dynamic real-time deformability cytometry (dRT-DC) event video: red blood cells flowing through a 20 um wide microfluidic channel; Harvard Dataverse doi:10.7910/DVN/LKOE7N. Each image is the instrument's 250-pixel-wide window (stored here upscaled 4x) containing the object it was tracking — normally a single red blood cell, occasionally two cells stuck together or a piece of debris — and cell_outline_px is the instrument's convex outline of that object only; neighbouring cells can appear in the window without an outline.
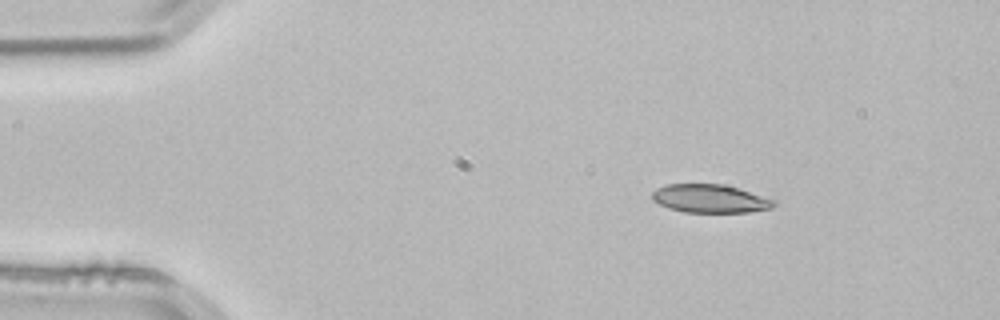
{"species": "common noctule bat (a hibernating species)", "species_latin": "Nyctalus noctula", "temperature_condition": "room temperature", "stored_images_in_passage": 46, "camera_frame_rate_fps": 3000, "um_per_image_px": 0.085, "animal": {"sex": "male", "body_mass_g": 21.5, "forearm_length_mm": 52.0}, "frame": {"image": 1, "passage_image": 1, "time_ms": 0.0, "image_size_px": [1000, 320], "cell_outline_px": [[776, 204], [772, 208], [748, 212], [684, 212], [668, 208], [652, 200], [652, 192], [656, 188], [668, 184], [724, 184], [776, 200]], "centroid_in_image_um": [60.34, 16.88], "position_along_channel_um": 24.7, "area_um2": 20.06}}
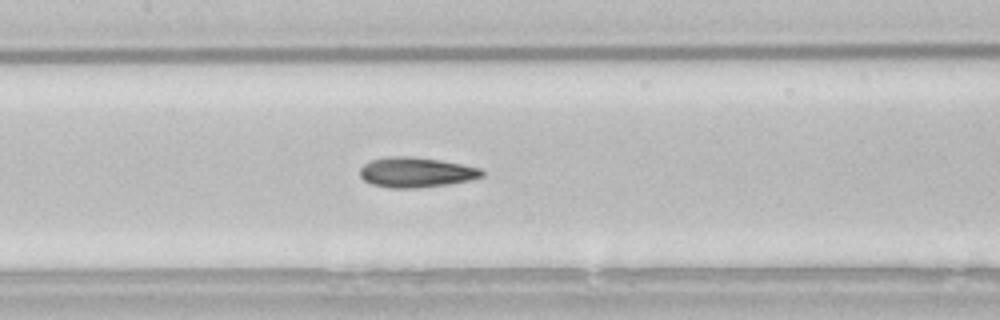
{"frame": {"image": 2, "passage_image": 18, "time_ms": 5.667, "image_size_px": [1000, 320], "cell_outline_px": [[484, 176], [468, 180], [448, 184], [420, 188], [388, 188], [372, 184], [364, 180], [360, 176], [360, 168], [364, 164], [372, 160], [388, 156], [404, 156], [440, 160], [480, 168], [484, 172]], "centroid_in_image_um": [35.34, 14.65], "position_along_channel_um": 172.1, "area_um2": 21.27}}
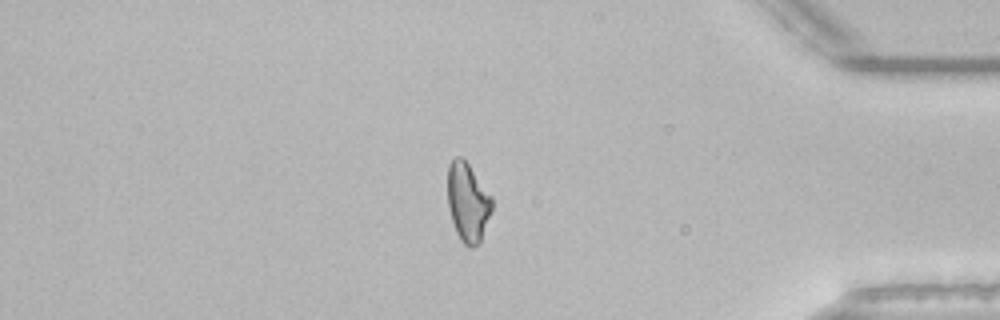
{"frame": {"image": 3, "passage_image": 38, "time_ms": 12.333, "image_size_px": [1000, 320], "cell_outline_px": [[492, 208], [480, 244], [472, 248], [468, 248], [460, 240], [456, 232], [448, 208], [448, 164], [456, 156], [460, 156], [468, 164], [492, 196]], "centroid_in_image_um": [39.76, 17.22], "position_along_channel_um": 395.4, "area_um2": 20.4}, "authors_computed_cell_mechanics": {"area_um2": 20.5479, "velocity_mm_per_s": 3.8315, "shape_relaxation_time_tau1_ms": 5.2218, "shape_relaxation_time_tau2_ms": 2.1788, "deformation_change_tau1": 0.166, "deformation_change_tau2": 0.0992}}